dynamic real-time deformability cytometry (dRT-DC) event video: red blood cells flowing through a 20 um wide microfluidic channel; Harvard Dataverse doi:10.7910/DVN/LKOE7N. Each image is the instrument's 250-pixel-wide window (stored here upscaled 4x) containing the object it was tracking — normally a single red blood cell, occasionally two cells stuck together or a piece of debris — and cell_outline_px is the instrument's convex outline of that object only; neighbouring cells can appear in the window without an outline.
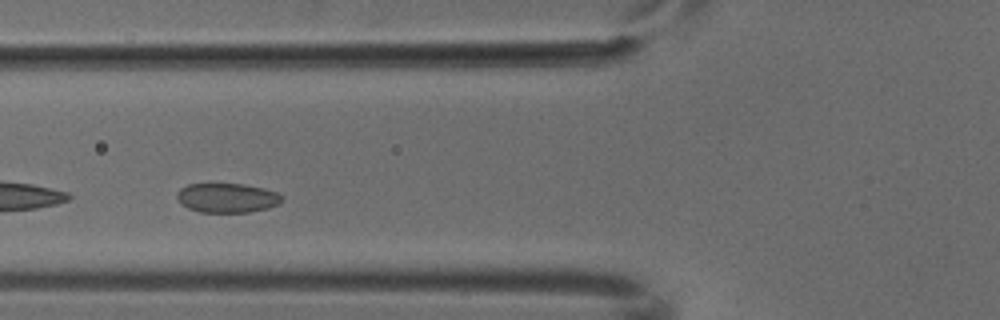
{"species": "common noctule bat (a hibernating species)", "species_latin": "Nyctalus noctula", "temperature_condition": "cold", "stored_images_in_passage": 4, "camera_frame_rate_fps": 3000, "um_per_image_px": 0.085, "animal": {"sex": "male", "body_mass_g": 18.8}, "frame": {"image": 1, "passage_image": 3, "time_ms": 0.667, "image_size_px": [1000, 320], "cell_outline_px": [[284, 196], [276, 204], [268, 208], [248, 212], [200, 212], [188, 208], [176, 196], [180, 188], [188, 184], [244, 184], [264, 188], [276, 192]], "centroid_in_image_um": [19.31, 16.81], "position_along_channel_um": 106.5, "area_um2": 17.74}}
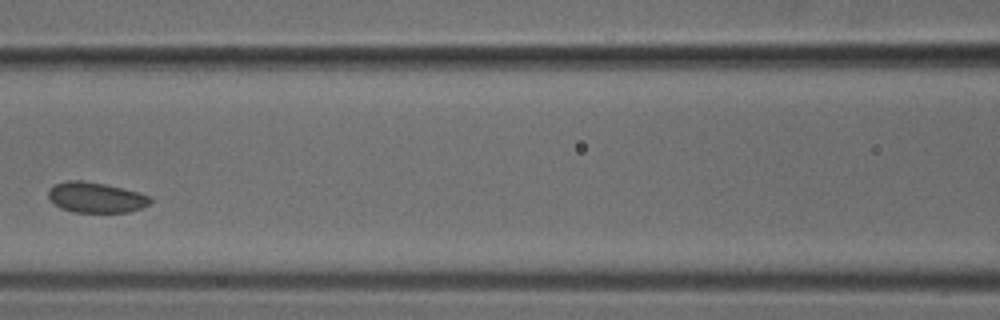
{"frame": {"image": 2, "passage_image": 4, "time_ms": 1.0, "image_size_px": [1000, 320], "cell_outline_px": [[152, 200], [148, 204], [140, 208], [128, 212], [72, 212], [60, 208], [48, 200], [48, 188], [56, 184], [68, 180], [84, 180], [104, 184], [140, 192], [148, 196]], "centroid_in_image_um": [8.09, 16.78], "position_along_channel_um": 158.5, "area_um2": 18.15}}